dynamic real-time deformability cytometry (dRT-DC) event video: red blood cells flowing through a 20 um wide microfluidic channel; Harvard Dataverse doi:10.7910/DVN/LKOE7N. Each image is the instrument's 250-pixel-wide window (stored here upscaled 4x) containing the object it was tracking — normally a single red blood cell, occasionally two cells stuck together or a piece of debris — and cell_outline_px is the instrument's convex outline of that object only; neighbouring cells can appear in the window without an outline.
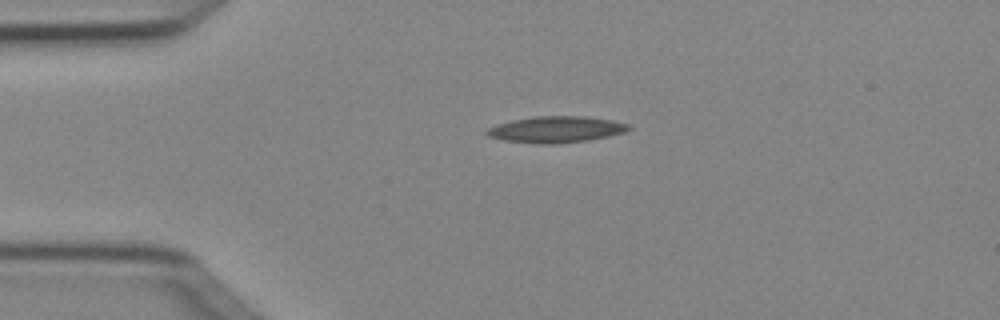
{"species": "Egyptian fruit bat (a non-hibernating species)", "species_latin": "Rousettus aegyptiacus", "temperature_condition": "cold", "stored_images_in_passage": 3, "camera_frame_rate_fps": 3000, "um_per_image_px": 0.085, "animal": {"sex": "female"}, "frame": {"image": 1, "passage_image": 2, "time_ms": 0.333, "image_size_px": [1000, 320], "cell_outline_px": [[632, 128], [624, 132], [608, 136], [588, 140], [556, 144], [536, 144], [504, 140], [488, 136], [484, 132], [488, 128], [496, 124], [512, 120], [536, 116], [584, 116], [612, 120], [628, 124]], "centroid_in_image_um": [47.24, 11.0], "position_along_channel_um": 37.8, "area_um2": 21.79}}